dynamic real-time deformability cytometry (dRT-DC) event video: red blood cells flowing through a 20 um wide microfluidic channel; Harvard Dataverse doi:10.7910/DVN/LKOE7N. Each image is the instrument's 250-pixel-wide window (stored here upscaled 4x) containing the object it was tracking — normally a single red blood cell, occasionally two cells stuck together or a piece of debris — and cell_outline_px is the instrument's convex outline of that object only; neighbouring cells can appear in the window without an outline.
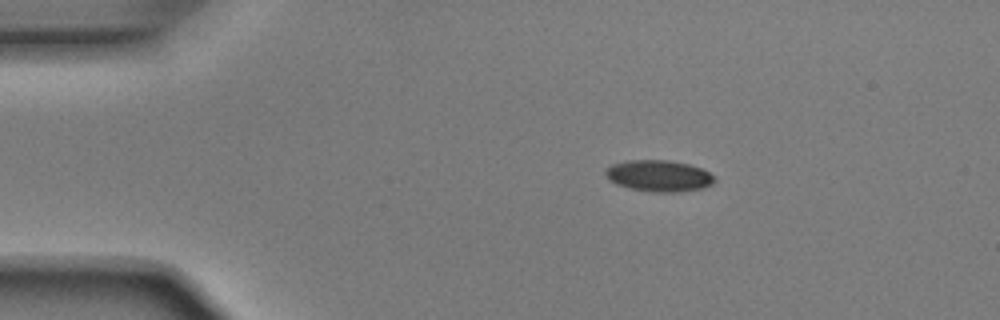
{"species": "Egyptian fruit bat (a non-hibernating species)", "species_latin": "Rousettus aegyptiacus", "temperature_condition": "room temperature", "stored_images_in_passage": 12, "camera_frame_rate_fps": 3000, "um_per_image_px": 0.085, "animal": {"sex": "male"}, "frame": {"image": 1, "passage_image": 1, "time_ms": 0.0, "image_size_px": [1000, 320], "cell_outline_px": [[716, 180], [712, 184], [704, 188], [680, 192], [652, 192], [628, 188], [616, 184], [608, 180], [604, 172], [604, 168], [612, 164], [628, 160], [668, 160], [688, 164], [700, 168], [716, 176]], "centroid_in_image_um": [55.98, 14.95], "position_along_channel_um": 29.0, "area_um2": 20.23}}
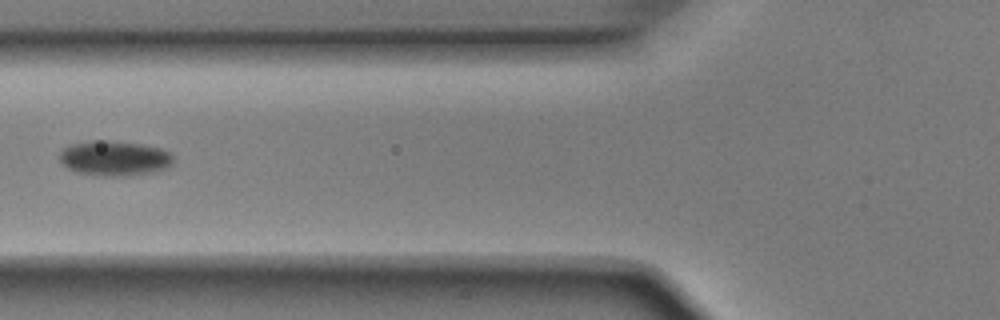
{"frame": {"image": 2, "passage_image": 4, "time_ms": 1.0, "image_size_px": [1000, 320], "cell_outline_px": [[172, 164], [164, 168], [148, 172], [116, 176], [108, 176], [76, 172], [60, 164], [60, 152], [64, 148], [72, 144], [140, 144], [160, 148], [168, 152], [172, 156]], "centroid_in_image_um": [9.71, 13.51], "position_along_channel_um": 116.1, "area_um2": 21.56}}
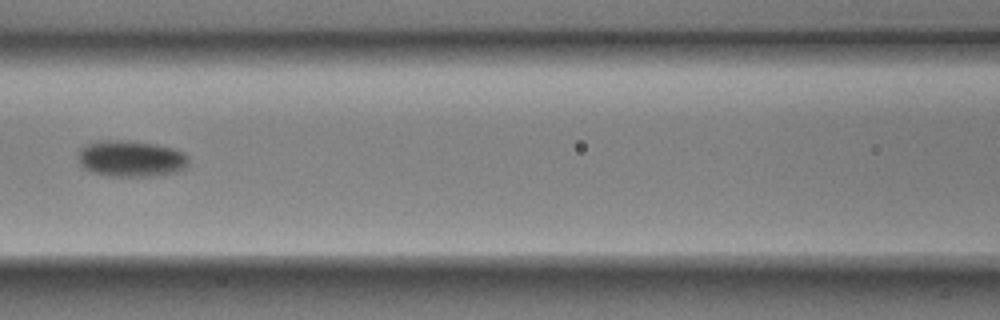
{"frame": {"image": 3, "passage_image": 5, "time_ms": 1.333, "image_size_px": [1000, 320], "cell_outline_px": [[188, 164], [184, 168], [172, 172], [152, 176], [112, 176], [92, 172], [84, 168], [80, 164], [76, 156], [80, 148], [88, 144], [104, 140], [128, 140], [156, 144], [172, 148], [184, 152], [188, 156]], "centroid_in_image_um": [11.11, 13.47], "position_along_channel_um": 155.5, "area_um2": 23.35}}